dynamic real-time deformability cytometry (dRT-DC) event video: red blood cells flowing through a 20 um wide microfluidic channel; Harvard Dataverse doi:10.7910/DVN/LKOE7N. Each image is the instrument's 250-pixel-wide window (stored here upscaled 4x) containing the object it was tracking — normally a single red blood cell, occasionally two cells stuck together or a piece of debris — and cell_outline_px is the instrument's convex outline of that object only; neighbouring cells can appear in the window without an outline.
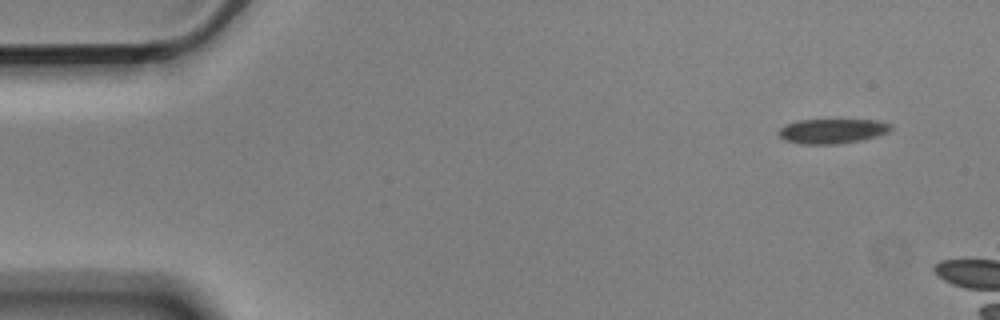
{"species": "Egyptian fruit bat (a non-hibernating species)", "species_latin": "Rousettus aegyptiacus", "temperature_condition": "cold", "stored_images_in_passage": 3, "camera_frame_rate_fps": 3000, "um_per_image_px": 0.085, "animal": {"sex": "male"}, "frame": {"image": 1, "passage_image": 1, "time_ms": 0.0, "image_size_px": [1000, 320], "cell_outline_px": [[892, 128], [888, 132], [876, 136], [860, 140], [836, 144], [800, 144], [784, 140], [776, 132], [784, 124], [796, 120], [876, 120], [892, 124]], "centroid_in_image_um": [70.69, 11.14], "position_along_channel_um": 14.3, "area_um2": 16.24}}